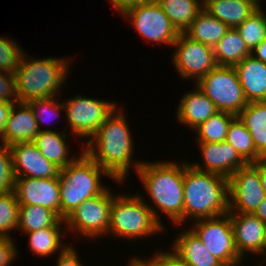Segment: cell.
Returning <instances> with one entry per match:
<instances>
[{"label":"cell","mask_w":266,"mask_h":266,"mask_svg":"<svg viewBox=\"0 0 266 266\" xmlns=\"http://www.w3.org/2000/svg\"><path fill=\"white\" fill-rule=\"evenodd\" d=\"M125 113L119 109L108 117L95 135L87 140L84 151L115 180L125 182L131 165L135 172L143 162H133V136Z\"/></svg>","instance_id":"6da1fadb"},{"label":"cell","mask_w":266,"mask_h":266,"mask_svg":"<svg viewBox=\"0 0 266 266\" xmlns=\"http://www.w3.org/2000/svg\"><path fill=\"white\" fill-rule=\"evenodd\" d=\"M138 168L140 181L148 192L154 207L148 204L156 220L161 222L159 210L170 218L175 226L184 222V162H146Z\"/></svg>","instance_id":"7a4b0ae2"},{"label":"cell","mask_w":266,"mask_h":266,"mask_svg":"<svg viewBox=\"0 0 266 266\" xmlns=\"http://www.w3.org/2000/svg\"><path fill=\"white\" fill-rule=\"evenodd\" d=\"M229 212V180L184 163V222L214 218Z\"/></svg>","instance_id":"3957f363"},{"label":"cell","mask_w":266,"mask_h":266,"mask_svg":"<svg viewBox=\"0 0 266 266\" xmlns=\"http://www.w3.org/2000/svg\"><path fill=\"white\" fill-rule=\"evenodd\" d=\"M70 62L68 58L60 57L29 59L23 52L15 74L19 102L61 96L60 88L69 75Z\"/></svg>","instance_id":"277c9868"},{"label":"cell","mask_w":266,"mask_h":266,"mask_svg":"<svg viewBox=\"0 0 266 266\" xmlns=\"http://www.w3.org/2000/svg\"><path fill=\"white\" fill-rule=\"evenodd\" d=\"M80 157L59 171L60 219H65L86 199L102 194L108 187L101 183V174L115 180L82 149Z\"/></svg>","instance_id":"5b68a950"},{"label":"cell","mask_w":266,"mask_h":266,"mask_svg":"<svg viewBox=\"0 0 266 266\" xmlns=\"http://www.w3.org/2000/svg\"><path fill=\"white\" fill-rule=\"evenodd\" d=\"M164 230L165 227L156 220L142 194L114 195L110 208L108 235L130 240L148 237Z\"/></svg>","instance_id":"8992f818"},{"label":"cell","mask_w":266,"mask_h":266,"mask_svg":"<svg viewBox=\"0 0 266 266\" xmlns=\"http://www.w3.org/2000/svg\"><path fill=\"white\" fill-rule=\"evenodd\" d=\"M217 107L237 115L248 104L234 66H216L196 85Z\"/></svg>","instance_id":"52a82bcc"},{"label":"cell","mask_w":266,"mask_h":266,"mask_svg":"<svg viewBox=\"0 0 266 266\" xmlns=\"http://www.w3.org/2000/svg\"><path fill=\"white\" fill-rule=\"evenodd\" d=\"M111 192L107 188L102 194L86 199L64 219L66 227L92 240L108 235L110 208L115 195Z\"/></svg>","instance_id":"ba28073f"},{"label":"cell","mask_w":266,"mask_h":266,"mask_svg":"<svg viewBox=\"0 0 266 266\" xmlns=\"http://www.w3.org/2000/svg\"><path fill=\"white\" fill-rule=\"evenodd\" d=\"M69 129L78 137L92 138L118 107L115 102L86 98L80 94L63 102Z\"/></svg>","instance_id":"9c48e42d"},{"label":"cell","mask_w":266,"mask_h":266,"mask_svg":"<svg viewBox=\"0 0 266 266\" xmlns=\"http://www.w3.org/2000/svg\"><path fill=\"white\" fill-rule=\"evenodd\" d=\"M192 228L191 230L207 249L225 266H239L242 262L243 258L235 246L232 223L228 213L214 218L194 220Z\"/></svg>","instance_id":"30bf717a"},{"label":"cell","mask_w":266,"mask_h":266,"mask_svg":"<svg viewBox=\"0 0 266 266\" xmlns=\"http://www.w3.org/2000/svg\"><path fill=\"white\" fill-rule=\"evenodd\" d=\"M148 42L173 45L179 32L156 0L127 9L123 14Z\"/></svg>","instance_id":"8fae6325"},{"label":"cell","mask_w":266,"mask_h":266,"mask_svg":"<svg viewBox=\"0 0 266 266\" xmlns=\"http://www.w3.org/2000/svg\"><path fill=\"white\" fill-rule=\"evenodd\" d=\"M174 66L183 79H194L197 82L217 66L213 47L194 41L184 33H179L173 43Z\"/></svg>","instance_id":"7c38bea8"},{"label":"cell","mask_w":266,"mask_h":266,"mask_svg":"<svg viewBox=\"0 0 266 266\" xmlns=\"http://www.w3.org/2000/svg\"><path fill=\"white\" fill-rule=\"evenodd\" d=\"M228 180V213L252 214L266 197L260 174L251 163L234 172Z\"/></svg>","instance_id":"4fadbf2b"},{"label":"cell","mask_w":266,"mask_h":266,"mask_svg":"<svg viewBox=\"0 0 266 266\" xmlns=\"http://www.w3.org/2000/svg\"><path fill=\"white\" fill-rule=\"evenodd\" d=\"M13 191L20 205H39L52 210L60 218L58 177L43 179L15 178Z\"/></svg>","instance_id":"5bb4252c"},{"label":"cell","mask_w":266,"mask_h":266,"mask_svg":"<svg viewBox=\"0 0 266 266\" xmlns=\"http://www.w3.org/2000/svg\"><path fill=\"white\" fill-rule=\"evenodd\" d=\"M15 178L36 179L58 177L60 168L48 161L33 142H18L9 146Z\"/></svg>","instance_id":"9a60e30c"},{"label":"cell","mask_w":266,"mask_h":266,"mask_svg":"<svg viewBox=\"0 0 266 266\" xmlns=\"http://www.w3.org/2000/svg\"><path fill=\"white\" fill-rule=\"evenodd\" d=\"M203 157V167L197 162L191 164L195 169L211 172L227 177L246 166L248 163L226 141L224 142H198Z\"/></svg>","instance_id":"2e32d148"},{"label":"cell","mask_w":266,"mask_h":266,"mask_svg":"<svg viewBox=\"0 0 266 266\" xmlns=\"http://www.w3.org/2000/svg\"><path fill=\"white\" fill-rule=\"evenodd\" d=\"M236 249L244 259L245 252L264 255V222L250 213H228Z\"/></svg>","instance_id":"e0dca14e"},{"label":"cell","mask_w":266,"mask_h":266,"mask_svg":"<svg viewBox=\"0 0 266 266\" xmlns=\"http://www.w3.org/2000/svg\"><path fill=\"white\" fill-rule=\"evenodd\" d=\"M39 132L31 107L27 103H15L5 124L2 144L10 146L18 142H32Z\"/></svg>","instance_id":"ac0fdd59"},{"label":"cell","mask_w":266,"mask_h":266,"mask_svg":"<svg viewBox=\"0 0 266 266\" xmlns=\"http://www.w3.org/2000/svg\"><path fill=\"white\" fill-rule=\"evenodd\" d=\"M234 68L247 102L266 101V63L248 56Z\"/></svg>","instance_id":"d6986e66"},{"label":"cell","mask_w":266,"mask_h":266,"mask_svg":"<svg viewBox=\"0 0 266 266\" xmlns=\"http://www.w3.org/2000/svg\"><path fill=\"white\" fill-rule=\"evenodd\" d=\"M176 118L184 126L197 128L219 110L216 105L196 86L185 93L177 106Z\"/></svg>","instance_id":"ffe728a7"},{"label":"cell","mask_w":266,"mask_h":266,"mask_svg":"<svg viewBox=\"0 0 266 266\" xmlns=\"http://www.w3.org/2000/svg\"><path fill=\"white\" fill-rule=\"evenodd\" d=\"M173 244L171 250L190 266H225L191 229L179 234Z\"/></svg>","instance_id":"44dd1931"},{"label":"cell","mask_w":266,"mask_h":266,"mask_svg":"<svg viewBox=\"0 0 266 266\" xmlns=\"http://www.w3.org/2000/svg\"><path fill=\"white\" fill-rule=\"evenodd\" d=\"M203 8L229 28H236L259 7L250 0H207Z\"/></svg>","instance_id":"7402d4cb"},{"label":"cell","mask_w":266,"mask_h":266,"mask_svg":"<svg viewBox=\"0 0 266 266\" xmlns=\"http://www.w3.org/2000/svg\"><path fill=\"white\" fill-rule=\"evenodd\" d=\"M65 131H67L65 128L64 131H62L63 133L50 129L42 130L32 141L41 154L60 169L66 167L77 158L76 156L73 158L68 157L69 149L65 141L67 140L66 136H68V134Z\"/></svg>","instance_id":"603a6c76"},{"label":"cell","mask_w":266,"mask_h":266,"mask_svg":"<svg viewBox=\"0 0 266 266\" xmlns=\"http://www.w3.org/2000/svg\"><path fill=\"white\" fill-rule=\"evenodd\" d=\"M237 116L250 132L256 152L266 158V101L249 102Z\"/></svg>","instance_id":"cb8c5ba5"},{"label":"cell","mask_w":266,"mask_h":266,"mask_svg":"<svg viewBox=\"0 0 266 266\" xmlns=\"http://www.w3.org/2000/svg\"><path fill=\"white\" fill-rule=\"evenodd\" d=\"M230 28L204 8L184 34L194 41L214 47Z\"/></svg>","instance_id":"d4e9b609"},{"label":"cell","mask_w":266,"mask_h":266,"mask_svg":"<svg viewBox=\"0 0 266 266\" xmlns=\"http://www.w3.org/2000/svg\"><path fill=\"white\" fill-rule=\"evenodd\" d=\"M213 50L218 66H235L245 57L251 56V51L236 28H230Z\"/></svg>","instance_id":"484cf974"},{"label":"cell","mask_w":266,"mask_h":266,"mask_svg":"<svg viewBox=\"0 0 266 266\" xmlns=\"http://www.w3.org/2000/svg\"><path fill=\"white\" fill-rule=\"evenodd\" d=\"M172 25L179 33H184L196 16L203 10L199 0H156Z\"/></svg>","instance_id":"4316f807"},{"label":"cell","mask_w":266,"mask_h":266,"mask_svg":"<svg viewBox=\"0 0 266 266\" xmlns=\"http://www.w3.org/2000/svg\"><path fill=\"white\" fill-rule=\"evenodd\" d=\"M65 224L52 210L39 205H20L17 229L23 233ZM23 230V231H22Z\"/></svg>","instance_id":"83f0119b"},{"label":"cell","mask_w":266,"mask_h":266,"mask_svg":"<svg viewBox=\"0 0 266 266\" xmlns=\"http://www.w3.org/2000/svg\"><path fill=\"white\" fill-rule=\"evenodd\" d=\"M225 141L235 148L247 163L262 159L256 152L250 132L237 115L231 120Z\"/></svg>","instance_id":"f1b7e54d"},{"label":"cell","mask_w":266,"mask_h":266,"mask_svg":"<svg viewBox=\"0 0 266 266\" xmlns=\"http://www.w3.org/2000/svg\"><path fill=\"white\" fill-rule=\"evenodd\" d=\"M25 234L29 236V247L36 256L48 257L59 249V252L63 251L68 246L63 245L61 241V234H66L62 227H46Z\"/></svg>","instance_id":"f546056e"},{"label":"cell","mask_w":266,"mask_h":266,"mask_svg":"<svg viewBox=\"0 0 266 266\" xmlns=\"http://www.w3.org/2000/svg\"><path fill=\"white\" fill-rule=\"evenodd\" d=\"M235 116L230 112L218 111L195 128L194 131L197 133L195 139L197 142H224L231 120Z\"/></svg>","instance_id":"4dcf8cb0"},{"label":"cell","mask_w":266,"mask_h":266,"mask_svg":"<svg viewBox=\"0 0 266 266\" xmlns=\"http://www.w3.org/2000/svg\"><path fill=\"white\" fill-rule=\"evenodd\" d=\"M261 8L236 27L250 51L266 38V15Z\"/></svg>","instance_id":"1f68e13d"},{"label":"cell","mask_w":266,"mask_h":266,"mask_svg":"<svg viewBox=\"0 0 266 266\" xmlns=\"http://www.w3.org/2000/svg\"><path fill=\"white\" fill-rule=\"evenodd\" d=\"M19 208L14 191L0 193V237L11 238L9 231L17 229Z\"/></svg>","instance_id":"d6a6232c"},{"label":"cell","mask_w":266,"mask_h":266,"mask_svg":"<svg viewBox=\"0 0 266 266\" xmlns=\"http://www.w3.org/2000/svg\"><path fill=\"white\" fill-rule=\"evenodd\" d=\"M16 41L0 37V71L15 75L23 54Z\"/></svg>","instance_id":"836d02e7"},{"label":"cell","mask_w":266,"mask_h":266,"mask_svg":"<svg viewBox=\"0 0 266 266\" xmlns=\"http://www.w3.org/2000/svg\"><path fill=\"white\" fill-rule=\"evenodd\" d=\"M56 99L57 98L53 96L50 98L34 99L27 103L33 111L40 131L45 130L41 129V124L43 121L45 122V118H50L51 116V118H53V116L54 118L59 117L61 110H64L63 103L58 102Z\"/></svg>","instance_id":"e575fe53"},{"label":"cell","mask_w":266,"mask_h":266,"mask_svg":"<svg viewBox=\"0 0 266 266\" xmlns=\"http://www.w3.org/2000/svg\"><path fill=\"white\" fill-rule=\"evenodd\" d=\"M12 154L9 146L0 144V193L14 190Z\"/></svg>","instance_id":"d590c367"},{"label":"cell","mask_w":266,"mask_h":266,"mask_svg":"<svg viewBox=\"0 0 266 266\" xmlns=\"http://www.w3.org/2000/svg\"><path fill=\"white\" fill-rule=\"evenodd\" d=\"M0 102L19 103L15 75L0 71Z\"/></svg>","instance_id":"8d00e7d4"},{"label":"cell","mask_w":266,"mask_h":266,"mask_svg":"<svg viewBox=\"0 0 266 266\" xmlns=\"http://www.w3.org/2000/svg\"><path fill=\"white\" fill-rule=\"evenodd\" d=\"M166 251H159L153 254V257L148 260H141L145 263L146 266H190L183 260H181L174 252Z\"/></svg>","instance_id":"74e56055"},{"label":"cell","mask_w":266,"mask_h":266,"mask_svg":"<svg viewBox=\"0 0 266 266\" xmlns=\"http://www.w3.org/2000/svg\"><path fill=\"white\" fill-rule=\"evenodd\" d=\"M17 257L18 251L12 237H0V266H10Z\"/></svg>","instance_id":"f35d334b"},{"label":"cell","mask_w":266,"mask_h":266,"mask_svg":"<svg viewBox=\"0 0 266 266\" xmlns=\"http://www.w3.org/2000/svg\"><path fill=\"white\" fill-rule=\"evenodd\" d=\"M56 264L57 266H83L76 250L71 245L60 251Z\"/></svg>","instance_id":"ab89813d"},{"label":"cell","mask_w":266,"mask_h":266,"mask_svg":"<svg viewBox=\"0 0 266 266\" xmlns=\"http://www.w3.org/2000/svg\"><path fill=\"white\" fill-rule=\"evenodd\" d=\"M150 1L152 0H110L113 7H115L114 9L119 11L118 13H121V14H123L127 9L131 7H134V6L143 4V3H147Z\"/></svg>","instance_id":"60d3db41"},{"label":"cell","mask_w":266,"mask_h":266,"mask_svg":"<svg viewBox=\"0 0 266 266\" xmlns=\"http://www.w3.org/2000/svg\"><path fill=\"white\" fill-rule=\"evenodd\" d=\"M13 103L10 102H0V143L2 144V135L5 129V124L7 122L10 110Z\"/></svg>","instance_id":"b9f144b4"},{"label":"cell","mask_w":266,"mask_h":266,"mask_svg":"<svg viewBox=\"0 0 266 266\" xmlns=\"http://www.w3.org/2000/svg\"><path fill=\"white\" fill-rule=\"evenodd\" d=\"M251 56L266 63V38L251 51Z\"/></svg>","instance_id":"7bdbcfd3"},{"label":"cell","mask_w":266,"mask_h":266,"mask_svg":"<svg viewBox=\"0 0 266 266\" xmlns=\"http://www.w3.org/2000/svg\"><path fill=\"white\" fill-rule=\"evenodd\" d=\"M259 172L262 188L266 194V158L251 163Z\"/></svg>","instance_id":"ee69618b"},{"label":"cell","mask_w":266,"mask_h":266,"mask_svg":"<svg viewBox=\"0 0 266 266\" xmlns=\"http://www.w3.org/2000/svg\"><path fill=\"white\" fill-rule=\"evenodd\" d=\"M252 214L257 216L264 223L266 222V197Z\"/></svg>","instance_id":"f6af8a7d"},{"label":"cell","mask_w":266,"mask_h":266,"mask_svg":"<svg viewBox=\"0 0 266 266\" xmlns=\"http://www.w3.org/2000/svg\"><path fill=\"white\" fill-rule=\"evenodd\" d=\"M127 266H146L145 263L138 257L135 256V258H131V261H129V264Z\"/></svg>","instance_id":"bcb514c9"},{"label":"cell","mask_w":266,"mask_h":266,"mask_svg":"<svg viewBox=\"0 0 266 266\" xmlns=\"http://www.w3.org/2000/svg\"><path fill=\"white\" fill-rule=\"evenodd\" d=\"M266 253V222L264 223V255Z\"/></svg>","instance_id":"7dc6e473"},{"label":"cell","mask_w":266,"mask_h":266,"mask_svg":"<svg viewBox=\"0 0 266 266\" xmlns=\"http://www.w3.org/2000/svg\"><path fill=\"white\" fill-rule=\"evenodd\" d=\"M252 1L256 6L261 7L260 0H250Z\"/></svg>","instance_id":"c3c4849f"}]
</instances>
